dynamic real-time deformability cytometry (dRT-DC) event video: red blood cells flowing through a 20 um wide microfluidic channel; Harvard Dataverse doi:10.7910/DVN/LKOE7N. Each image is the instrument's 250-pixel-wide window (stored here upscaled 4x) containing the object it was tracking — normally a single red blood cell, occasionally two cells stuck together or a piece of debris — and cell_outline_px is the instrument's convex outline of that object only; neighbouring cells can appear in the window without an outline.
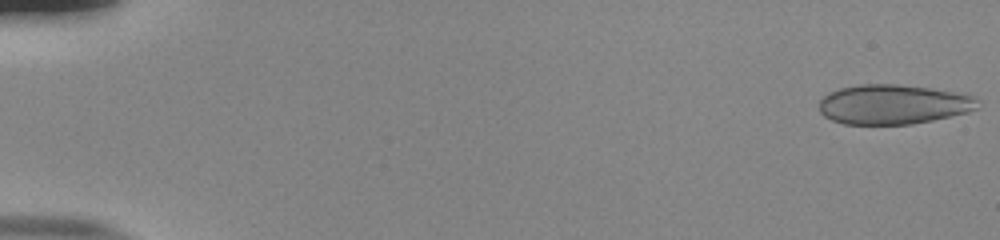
{"species": "human", "species_latin": "Homo sapiens", "temperature_condition": "room temperature", "stored_images_in_passage": 53, "camera_frame_rate_fps": 3000, "um_per_image_px": 0.085, "donor": {"sex": "male"}, "frame": {"image": 1, "passage_image": 1, "time_ms": 0.0, "image_size_px": [1000, 240], "cell_outline_px": [[972, 108], [964, 112], [948, 116], [912, 124], [844, 124], [832, 120], [824, 116], [820, 112], [820, 100], [824, 96], [832, 92], [844, 88], [864, 84], [892, 84], [924, 88], [948, 92], [968, 96], [972, 100]], "centroid_in_image_um": [75.74, 8.89], "position_along_channel_um": 9.3, "area_um2": 34.97}}
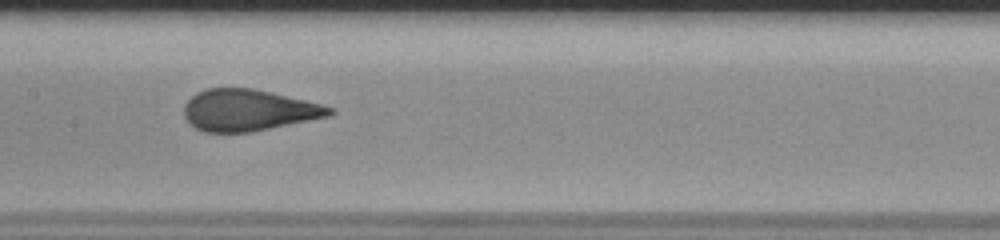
{"frame": {"image": 2, "passage_image": 28, "time_ms": 9.0, "image_size_px": [1000, 240], "cell_outline_px": [[336, 112], [328, 116], [252, 132], [204, 132], [196, 128], [184, 116], [184, 104], [196, 92], [208, 88], [252, 88], [304, 100], [336, 108]], "centroid_in_image_um": [21.11, 9.37], "position_along_channel_um": 186.3, "area_um2": 34.91}}
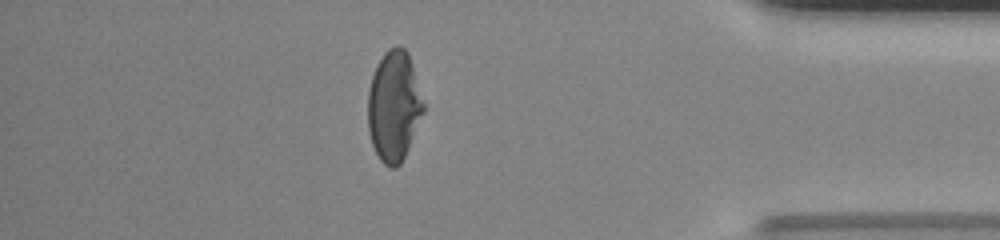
{"frame": {"image": 3, "passage_image": 47, "time_ms": 15.333, "image_size_px": [1000, 240], "cell_outline_px": [[424, 112], [408, 148], [400, 164], [396, 168], [392, 168], [384, 164], [380, 160], [372, 144], [368, 128], [368, 92], [372, 76], [384, 52], [388, 48], [396, 44], [400, 44], [408, 52], [424, 104]], "centroid_in_image_um": [33.48, 9.01], "position_along_channel_um": 401.7, "area_um2": 35.55}}